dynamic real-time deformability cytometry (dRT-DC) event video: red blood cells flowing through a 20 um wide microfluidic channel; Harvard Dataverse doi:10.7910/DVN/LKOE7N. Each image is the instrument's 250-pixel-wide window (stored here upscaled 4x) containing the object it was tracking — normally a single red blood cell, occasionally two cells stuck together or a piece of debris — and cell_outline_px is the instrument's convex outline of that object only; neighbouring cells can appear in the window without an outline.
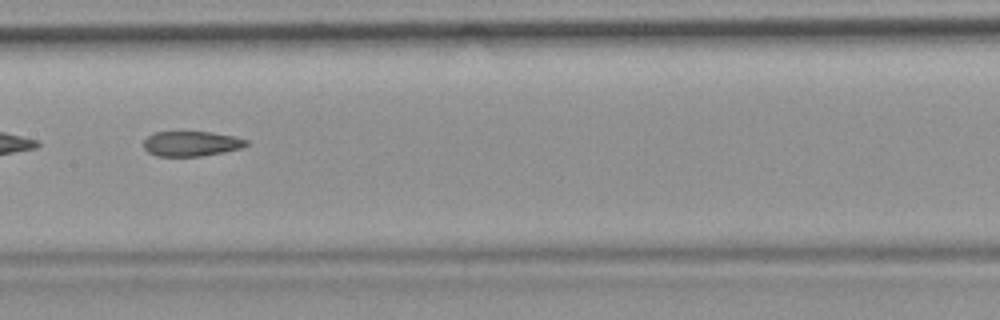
{"species": "common noctule bat (a hibernating species)", "species_latin": "Nyctalus noctula", "temperature_condition": "room temperature", "stored_images_in_passage": 47, "camera_frame_rate_fps": 3000, "um_per_image_px": 0.085, "animal": {"sex": "female", "body_mass_g": 19.9}, "frame": {"image": 1, "passage_image": 27, "time_ms": 8.667, "image_size_px": [1000, 320], "cell_outline_px": [[248, 144], [240, 148], [224, 152], [200, 156], [156, 156], [148, 152], [144, 148], [144, 140], [148, 136], [156, 132], [212, 132], [232, 136], [248, 140]], "centroid_in_image_um": [16.25, 12.21], "position_along_channel_um": 191.2, "area_um2": 14.85}}